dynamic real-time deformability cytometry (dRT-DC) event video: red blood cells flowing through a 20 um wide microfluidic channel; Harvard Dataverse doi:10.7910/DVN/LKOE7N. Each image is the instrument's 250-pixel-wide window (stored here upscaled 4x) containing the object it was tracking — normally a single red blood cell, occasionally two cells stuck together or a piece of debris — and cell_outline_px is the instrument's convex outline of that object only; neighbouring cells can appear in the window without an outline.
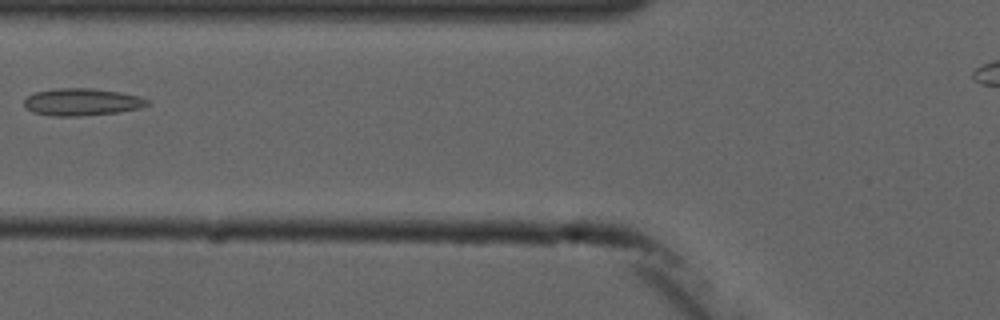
{"species": "common noctule bat (a hibernating species)", "species_latin": "Nyctalus noctula", "temperature_condition": "cold", "stored_images_in_passage": 3, "camera_frame_rate_fps": 3000, "um_per_image_px": 0.085, "animal": {"sex": "male", "forearm_length_mm": 52.5}, "frame": {"image": 1, "passage_image": 3, "time_ms": 2.333, "image_size_px": [1000, 320], "cell_outline_px": [[148, 104], [140, 108], [120, 112], [76, 116], [52, 116], [32, 112], [24, 104], [24, 100], [28, 96], [36, 92], [56, 88], [92, 88], [120, 92], [140, 96], [148, 100]], "centroid_in_image_um": [6.97, 8.67], "position_along_channel_um": 118.8, "area_um2": 19.48}}